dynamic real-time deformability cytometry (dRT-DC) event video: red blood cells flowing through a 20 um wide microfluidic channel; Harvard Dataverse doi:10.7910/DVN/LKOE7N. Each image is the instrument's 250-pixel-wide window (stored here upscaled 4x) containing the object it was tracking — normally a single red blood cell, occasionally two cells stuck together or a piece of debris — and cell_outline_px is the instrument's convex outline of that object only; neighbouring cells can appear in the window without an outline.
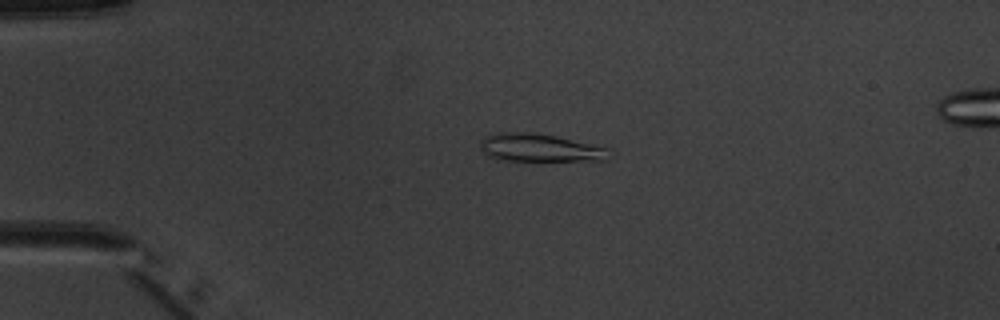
{"species": "common noctule bat (a hibernating species)", "species_latin": "Nyctalus noctula", "temperature_condition": "warm", "stored_images_in_passage": 6, "camera_frame_rate_fps": 3000, "um_per_image_px": 0.085, "animal": {"sex": "male", "body_mass_g": 20.1, "forearm_length_mm": 53.5}, "frame": {"image": 1, "passage_image": 4, "time_ms": 3.667, "image_size_px": [1000, 320], "cell_outline_px": [[608, 160], [540, 164], [496, 160], [488, 156], [480, 148], [480, 140], [484, 136], [496, 132], [532, 132], [556, 136], [604, 148]], "centroid_in_image_um": [45.77, 12.63], "position_along_channel_um": 39.2, "area_um2": 22.14}}